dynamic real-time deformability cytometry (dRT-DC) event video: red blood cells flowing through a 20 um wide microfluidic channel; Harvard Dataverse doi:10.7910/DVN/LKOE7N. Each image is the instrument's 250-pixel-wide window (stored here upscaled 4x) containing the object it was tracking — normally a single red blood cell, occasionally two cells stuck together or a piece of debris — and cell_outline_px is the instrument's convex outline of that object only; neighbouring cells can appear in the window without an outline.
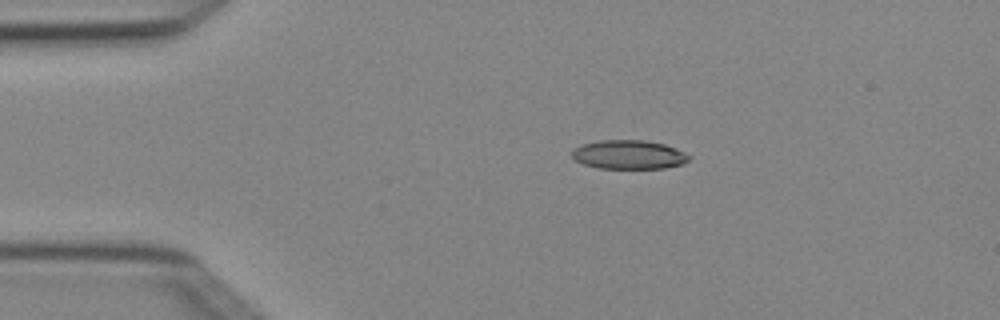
{"species": "Egyptian fruit bat (a non-hibernating species)", "species_latin": "Rousettus aegyptiacus", "temperature_condition": "cold", "stored_images_in_passage": 3, "camera_frame_rate_fps": 3000, "um_per_image_px": 0.085, "animal": {"sex": "female"}, "frame": {"image": 1, "passage_image": 2, "time_ms": 0.333, "image_size_px": [1000, 320], "cell_outline_px": [[688, 160], [684, 164], [664, 168], [596, 168], [584, 164], [576, 160], [572, 156], [572, 148], [580, 144], [596, 140], [648, 140], [664, 144], [676, 148], [684, 152], [688, 156]], "centroid_in_image_um": [53.41, 13.13], "position_along_channel_um": 31.6, "area_um2": 19.88}}